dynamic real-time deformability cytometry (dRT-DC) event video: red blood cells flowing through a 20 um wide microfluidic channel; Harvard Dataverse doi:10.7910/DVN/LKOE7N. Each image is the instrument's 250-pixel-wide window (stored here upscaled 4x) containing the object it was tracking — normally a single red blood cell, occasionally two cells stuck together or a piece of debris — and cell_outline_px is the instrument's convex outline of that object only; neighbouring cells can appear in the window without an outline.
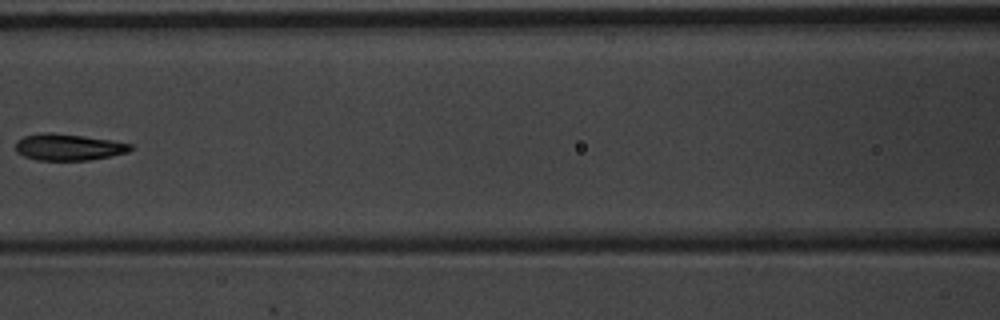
{"species": "common noctule bat (a hibernating species)", "species_latin": "Nyctalus noctula", "temperature_condition": "warm", "stored_images_in_passage": 9, "camera_frame_rate_fps": 3000, "um_per_image_px": 0.085, "animal": {"sex": "male", "body_mass_g": 20.1, "forearm_length_mm": 53.5}, "frame": {"image": 1, "passage_image": 8, "time_ms": 2.333, "image_size_px": [1000, 320], "cell_outline_px": [[132, 148], [128, 152], [112, 156], [88, 160], [36, 160], [24, 156], [16, 152], [16, 140], [24, 136], [48, 132], [52, 132], [84, 136], [112, 140], [132, 144]], "centroid_in_image_um": [5.81, 12.5], "position_along_channel_um": 160.8, "area_um2": 17.8}}
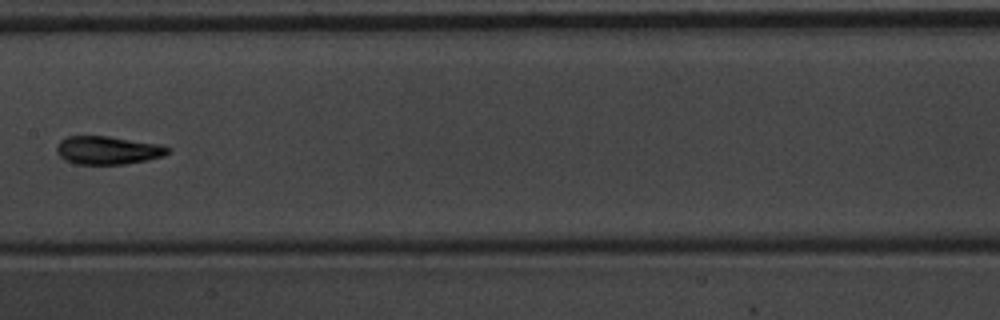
{"frame": {"image": 2, "passage_image": 9, "time_ms": 2.667, "image_size_px": [1000, 320], "cell_outline_px": [[172, 148], [164, 156], [148, 160], [124, 164], [76, 164], [64, 160], [56, 152], [56, 144], [60, 140], [68, 136], [108, 136], [160, 144]], "centroid_in_image_um": [9.15, 12.77], "position_along_channel_um": 198.2, "area_um2": 18.44}}